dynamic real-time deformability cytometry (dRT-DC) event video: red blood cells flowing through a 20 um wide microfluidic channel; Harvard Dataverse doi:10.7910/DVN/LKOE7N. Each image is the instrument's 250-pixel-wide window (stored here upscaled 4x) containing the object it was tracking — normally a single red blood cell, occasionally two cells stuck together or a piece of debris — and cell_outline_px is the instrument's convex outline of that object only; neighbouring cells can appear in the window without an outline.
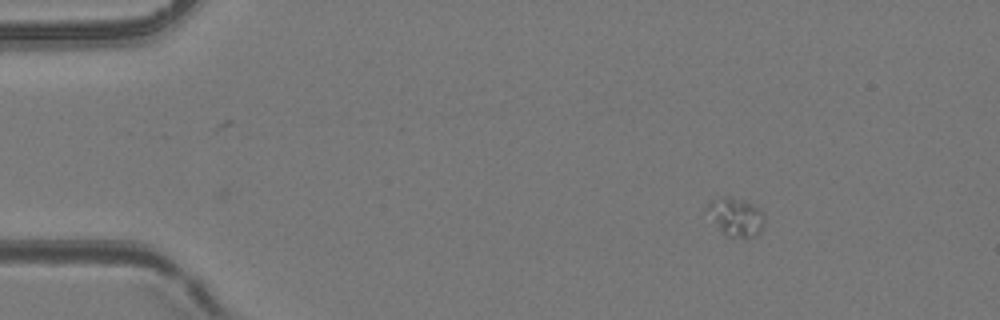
{"species": "common noctule bat (a hibernating species)", "species_latin": "Nyctalus noctula", "temperature_condition": "room temperature", "stored_images_in_passage": 3, "camera_frame_rate_fps": 3000, "um_per_image_px": 0.085, "animal": {"sex": "female", "body_mass_g": 24.6, "forearm_length_mm": 56.2}, "frame": {"image": 1, "passage_image": 3, "time_ms": 0.667, "image_size_px": [1000, 320], "cell_outline_px": [[764, 224], [760, 232], [756, 236], [724, 236], [708, 208], [708, 204], [712, 200], [724, 196], [732, 196], [744, 200], [760, 208], [764, 216]], "centroid_in_image_um": [62.62, 18.41], "position_along_channel_um": 22.4, "area_um2": 12.37}}